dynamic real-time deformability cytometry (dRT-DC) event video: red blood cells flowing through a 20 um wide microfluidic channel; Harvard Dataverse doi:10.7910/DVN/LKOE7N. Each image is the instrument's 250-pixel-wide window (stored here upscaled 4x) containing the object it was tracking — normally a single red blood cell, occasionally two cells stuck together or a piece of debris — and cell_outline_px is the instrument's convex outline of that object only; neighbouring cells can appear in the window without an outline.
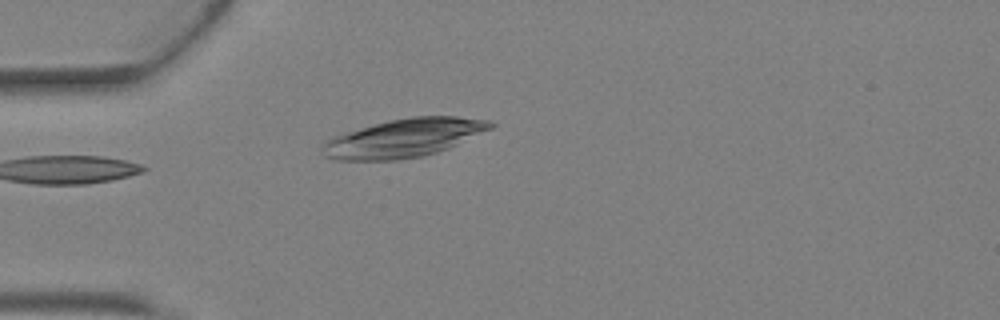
{"species": "Egyptian fruit bat (a non-hibernating species)", "species_latin": "Rousettus aegyptiacus", "temperature_condition": "warm", "stored_images_in_passage": 3, "camera_frame_rate_fps": 3000, "um_per_image_px": 0.085, "animal": {"sex": "female"}, "frame": {"image": 1, "passage_image": 3, "time_ms": 0.667, "image_size_px": [1000, 320], "cell_outline_px": [[496, 124], [492, 128], [448, 148], [424, 156], [396, 160], [336, 160], [324, 156], [324, 144], [332, 136], [388, 120], [412, 116], [456, 116], [488, 120]], "centroid_in_image_um": [34.35, 11.72], "position_along_channel_um": 50.7, "area_um2": 37.34}}